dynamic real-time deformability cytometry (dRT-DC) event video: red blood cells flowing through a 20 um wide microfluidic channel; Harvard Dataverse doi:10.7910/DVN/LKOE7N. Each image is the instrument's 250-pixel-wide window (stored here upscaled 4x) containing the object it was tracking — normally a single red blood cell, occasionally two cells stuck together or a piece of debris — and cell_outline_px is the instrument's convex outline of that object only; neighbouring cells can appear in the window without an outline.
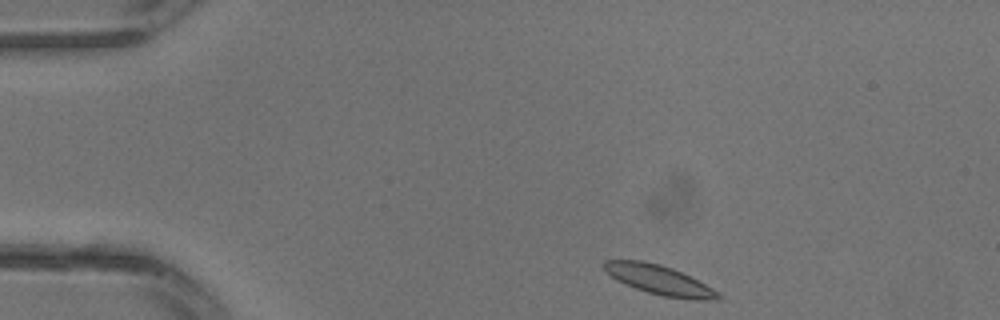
{"species": "common noctule bat (a hibernating species)", "species_latin": "Nyctalus noctula", "temperature_condition": "warm", "stored_images_in_passage": 28, "camera_frame_rate_fps": 3000, "um_per_image_px": 0.085, "animal": {"sex": "male", "body_mass_g": 13.3}, "frame": {"image": 1, "passage_image": 1, "time_ms": 0.0, "image_size_px": [1000, 320], "cell_outline_px": [[724, 296], [720, 300], [692, 300], [664, 296], [648, 292], [624, 284], [616, 280], [600, 264], [604, 260], [644, 260], [660, 264], [672, 268], [720, 292]], "centroid_in_image_um": [56.05, 23.8], "position_along_channel_um": 28.9, "area_um2": 19.59}}
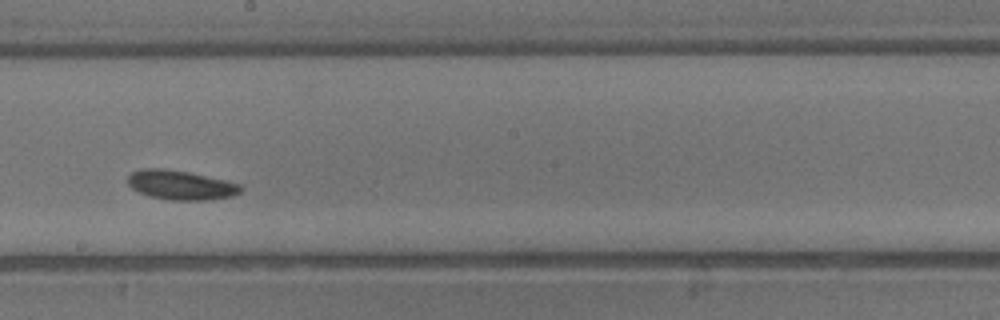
{"frame": {"image": 2, "passage_image": 14, "time_ms": 4.333, "image_size_px": [1000, 320], "cell_outline_px": [[244, 188], [240, 192], [232, 196], [212, 200], [168, 200], [148, 196], [132, 188], [128, 184], [128, 176], [132, 172], [144, 168], [164, 168], [188, 172], [224, 180], [240, 184]], "centroid_in_image_um": [15.37, 15.74], "position_along_channel_um": 232.8, "area_um2": 19.36}}
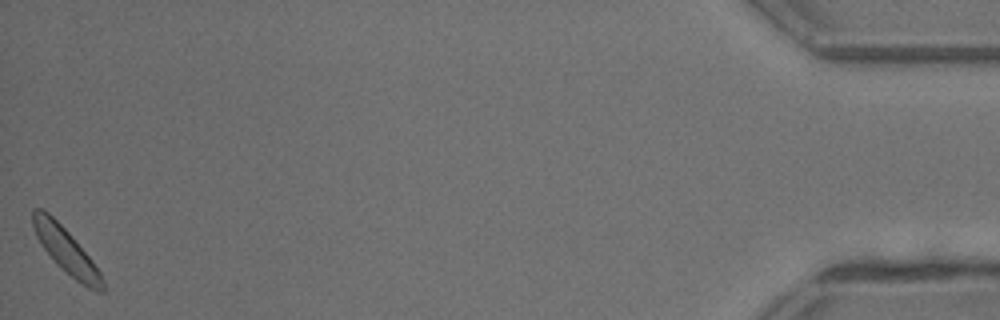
{"frame": {"image": 3, "passage_image": 28, "time_ms": 9.0, "image_size_px": [1000, 320], "cell_outline_px": [[104, 292], [96, 292], [88, 288], [76, 280], [56, 264], [44, 248], [36, 236], [32, 224], [32, 208], [44, 208], [72, 236], [92, 260], [100, 272], [104, 280]], "centroid_in_image_um": [5.62, 21.3], "position_along_channel_um": 429.6, "area_um2": 18.26}}